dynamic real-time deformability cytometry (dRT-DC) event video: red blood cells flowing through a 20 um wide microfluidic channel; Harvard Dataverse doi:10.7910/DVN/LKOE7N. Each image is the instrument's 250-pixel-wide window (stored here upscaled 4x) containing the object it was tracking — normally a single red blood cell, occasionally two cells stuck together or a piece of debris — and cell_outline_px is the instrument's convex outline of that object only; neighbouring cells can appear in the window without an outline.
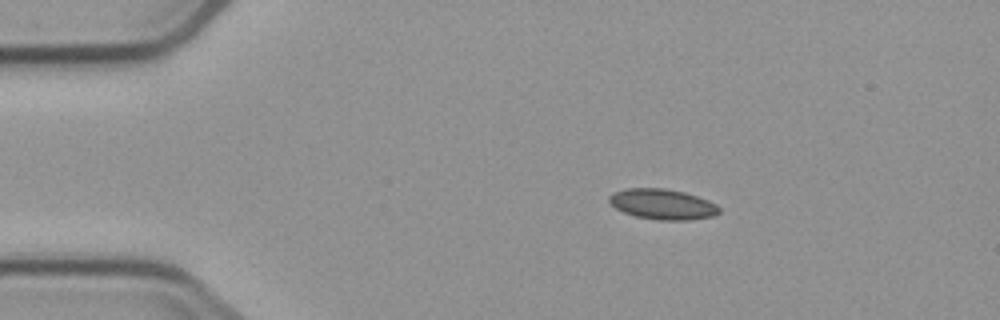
{"species": "common noctule bat (a hibernating species)", "species_latin": "Nyctalus noctula", "temperature_condition": "cold", "stored_images_in_passage": 3, "camera_frame_rate_fps": 3000, "um_per_image_px": 0.085, "animal": {"sex": "male", "body_mass_g": 23.1, "forearm_length_mm": 52.7}, "frame": {"image": 1, "passage_image": 2, "time_ms": 1.333, "image_size_px": [1000, 320], "cell_outline_px": [[720, 212], [716, 216], [688, 220], [660, 220], [636, 216], [624, 212], [616, 208], [608, 200], [608, 196], [612, 192], [624, 188], [664, 188], [684, 192], [708, 200], [716, 204], [720, 208]], "centroid_in_image_um": [56.32, 17.35], "position_along_channel_um": 28.7, "area_um2": 19.59}}